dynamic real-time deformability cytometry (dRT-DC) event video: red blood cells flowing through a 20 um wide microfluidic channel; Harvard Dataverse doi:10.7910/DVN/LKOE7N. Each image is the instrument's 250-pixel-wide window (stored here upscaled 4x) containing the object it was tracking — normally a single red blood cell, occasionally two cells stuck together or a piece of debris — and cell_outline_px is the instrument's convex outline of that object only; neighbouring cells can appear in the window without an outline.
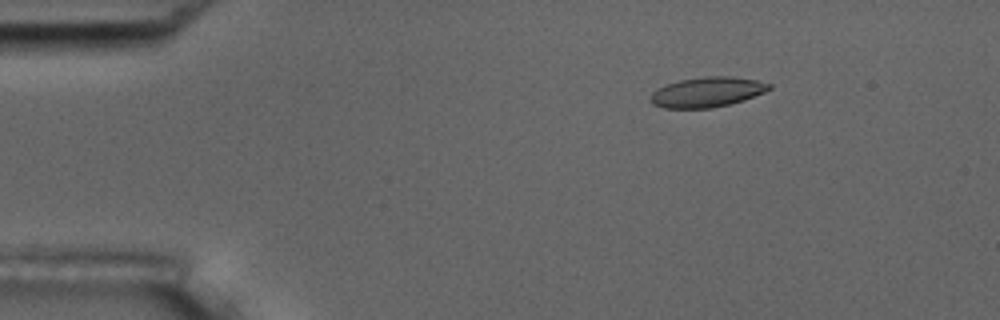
{"species": "common noctule bat (a hibernating species)", "species_latin": "Nyctalus noctula", "temperature_condition": "room temperature", "stored_images_in_passage": 5, "camera_frame_rate_fps": 3000, "um_per_image_px": 0.085, "animal": {"sex": "male", "body_mass_g": 17.5, "forearm_length_mm": 52.3}, "frame": {"image": 1, "passage_image": 3, "time_ms": 2.333, "image_size_px": [1000, 320], "cell_outline_px": [[772, 88], [764, 92], [744, 100], [712, 108], [664, 108], [652, 104], [648, 100], [652, 92], [656, 88], [680, 80], [704, 76], [732, 76], [756, 80], [772, 84]], "centroid_in_image_um": [60.08, 7.82], "position_along_channel_um": 24.9, "area_um2": 20.87}}